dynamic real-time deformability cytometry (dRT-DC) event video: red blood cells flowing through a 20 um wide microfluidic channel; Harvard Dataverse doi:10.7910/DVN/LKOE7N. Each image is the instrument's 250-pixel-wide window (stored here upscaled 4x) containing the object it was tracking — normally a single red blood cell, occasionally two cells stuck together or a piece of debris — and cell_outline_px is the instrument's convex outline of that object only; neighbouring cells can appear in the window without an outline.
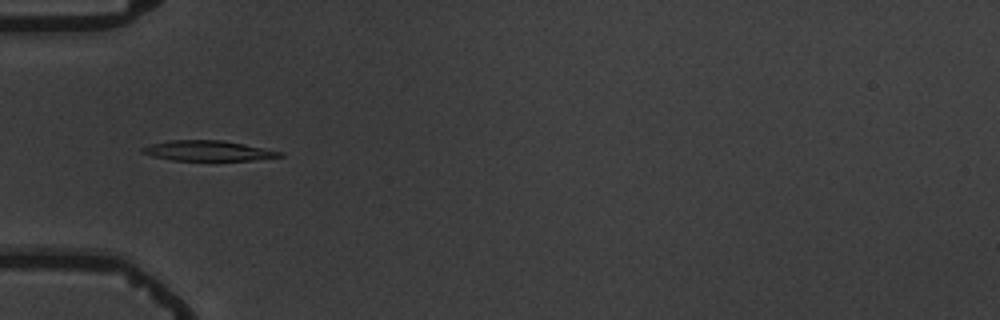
{"species": "common noctule bat (a hibernating species)", "species_latin": "Nyctalus noctula", "temperature_condition": "warm", "stored_images_in_passage": 10, "camera_frame_rate_fps": 3000, "um_per_image_px": 0.085, "animal": {"sex": "male", "body_mass_g": 19.5, "forearm_length_mm": 54.6}, "frame": {"image": 1, "passage_image": 5, "time_ms": 5.667, "image_size_px": [1000, 320], "cell_outline_px": [[284, 156], [252, 160], [172, 160], [152, 156], [140, 152], [140, 148], [152, 144], [168, 140], [224, 140], [284, 152]], "centroid_in_image_um": [17.67, 12.81], "position_along_channel_um": 67.3, "area_um2": 16.18}}
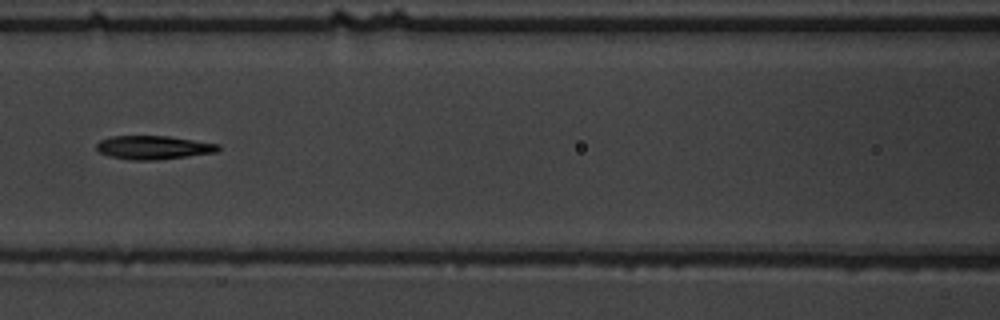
{"frame": {"image": 2, "passage_image": 7, "time_ms": 8.0, "image_size_px": [1000, 320], "cell_outline_px": [[220, 148], [216, 152], [156, 160], [132, 160], [108, 156], [100, 152], [96, 148], [96, 144], [100, 140], [112, 136], [168, 136], [220, 144]], "centroid_in_image_um": [13.02, 12.53], "position_along_channel_um": 153.6, "area_um2": 16.65}}
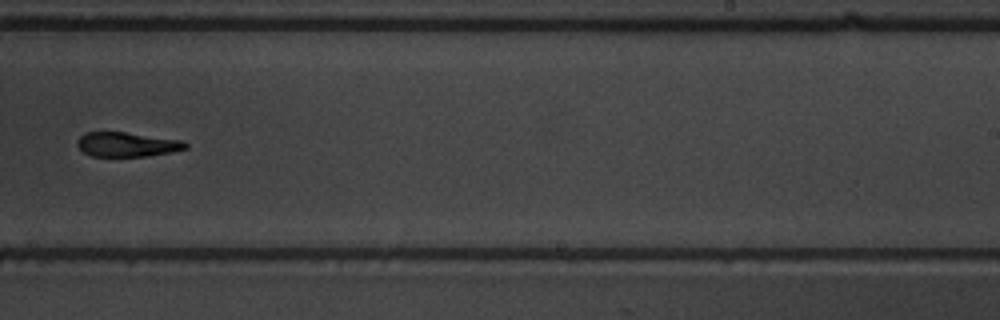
{"frame": {"image": 3, "passage_image": 10, "time_ms": 11.333, "image_size_px": [1000, 320], "cell_outline_px": [[188, 148], [172, 152], [148, 156], [92, 156], [84, 152], [76, 144], [76, 140], [84, 132], [124, 132], [180, 140], [188, 144]], "centroid_in_image_um": [10.77, 12.28], "position_along_channel_um": 278.2, "area_um2": 15.37}}